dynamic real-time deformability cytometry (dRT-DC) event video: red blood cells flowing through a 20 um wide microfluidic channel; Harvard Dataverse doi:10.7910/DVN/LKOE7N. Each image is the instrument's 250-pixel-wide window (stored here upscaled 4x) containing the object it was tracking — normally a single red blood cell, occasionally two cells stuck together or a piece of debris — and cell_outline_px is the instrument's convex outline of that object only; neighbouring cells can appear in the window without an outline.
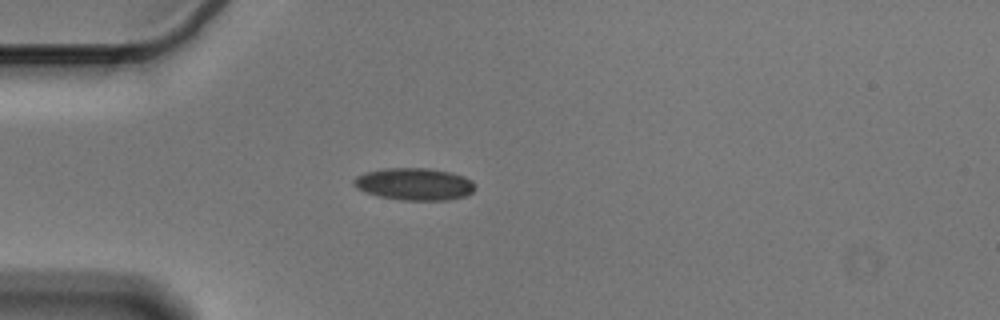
{"species": "Egyptian fruit bat (a non-hibernating species)", "species_latin": "Rousettus aegyptiacus", "temperature_condition": "cold", "stored_images_in_passage": 42, "camera_frame_rate_fps": 3000, "um_per_image_px": 0.085, "animal": {"sex": "male"}, "frame": {"image": 1, "passage_image": 1, "time_ms": 0.0, "image_size_px": [1000, 320], "cell_outline_px": [[476, 188], [468, 196], [448, 200], [400, 200], [380, 196], [356, 188], [352, 184], [352, 180], [356, 176], [364, 172], [384, 168], [428, 168], [452, 172], [464, 176], [472, 180], [476, 184]], "centroid_in_image_um": [35.25, 15.64], "position_along_channel_um": 49.7, "area_um2": 23.06}}
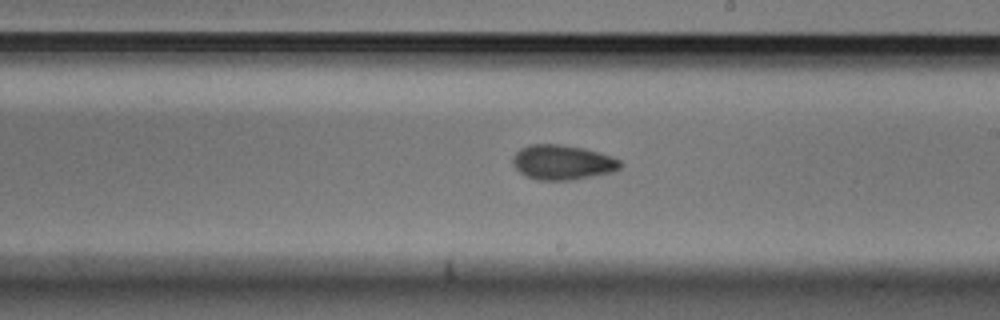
{"frame": {"image": 2, "passage_image": 18, "time_ms": 5.667, "image_size_px": [1000, 320], "cell_outline_px": [[624, 164], [620, 168], [612, 172], [572, 180], [536, 180], [524, 176], [512, 164], [512, 156], [520, 148], [528, 144], [560, 144], [584, 148], [600, 152], [612, 156], [620, 160]], "centroid_in_image_um": [47.8, 13.79], "position_along_channel_um": 241.2, "area_um2": 22.14}}
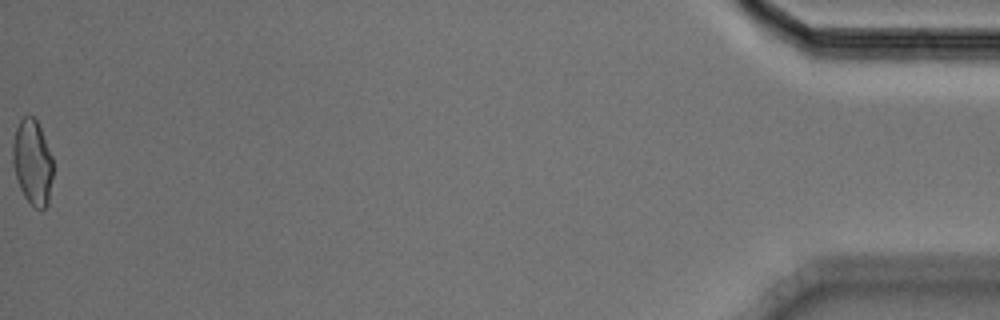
{"frame": {"image": 3, "passage_image": 42, "time_ms": 13.667, "image_size_px": [1000, 320], "cell_outline_px": [[52, 176], [48, 204], [44, 208], [36, 208], [24, 196], [20, 188], [12, 164], [12, 144], [16, 128], [20, 120], [24, 116], [32, 116], [36, 120], [40, 128], [52, 156]], "centroid_in_image_um": [2.74, 13.78], "position_along_channel_um": 432.5, "area_um2": 19.77}, "authors_computed_cell_mechanics": {"area_um2": 21.1548, "velocity_mm_per_s": 3.5925, "shape_relaxation_time_tau1_ms": 5.1484, "shape_relaxation_time_tau2_ms": 5.0973, "deformation_change_tau1": 0.0949, "deformation_change_tau2": 0.0917}}